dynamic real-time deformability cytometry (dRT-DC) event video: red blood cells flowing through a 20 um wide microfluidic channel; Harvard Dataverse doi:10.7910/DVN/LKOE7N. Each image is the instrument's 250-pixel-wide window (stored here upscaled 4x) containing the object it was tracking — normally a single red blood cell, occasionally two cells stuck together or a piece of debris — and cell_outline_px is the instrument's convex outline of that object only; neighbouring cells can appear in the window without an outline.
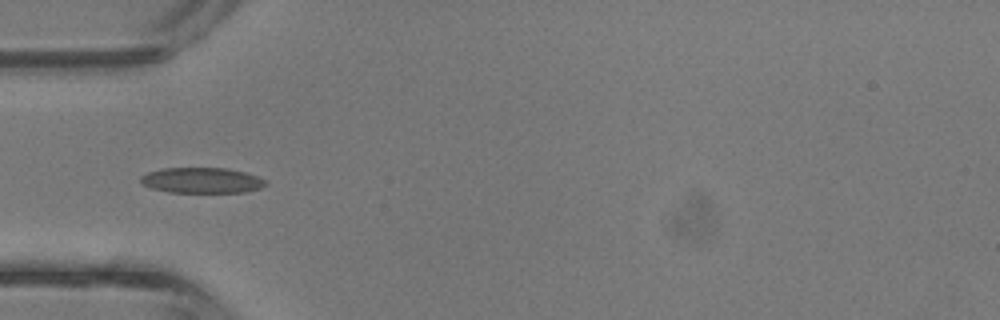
{"species": "common noctule bat (a hibernating species)", "species_latin": "Nyctalus noctula", "temperature_condition": "room temperature", "stored_images_in_passage": 30, "camera_frame_rate_fps": 3000, "um_per_image_px": 0.085, "animal": {"sex": "male", "body_mass_g": 13.3}, "frame": {"image": 1, "passage_image": 1, "time_ms": 0.0, "image_size_px": [1000, 320], "cell_outline_px": [[268, 184], [260, 188], [244, 192], [168, 192], [152, 188], [144, 184], [140, 180], [140, 176], [148, 172], [160, 168], [228, 168], [244, 172], [268, 180]], "centroid_in_image_um": [17.17, 15.32], "position_along_channel_um": 67.8, "area_um2": 18.61}}
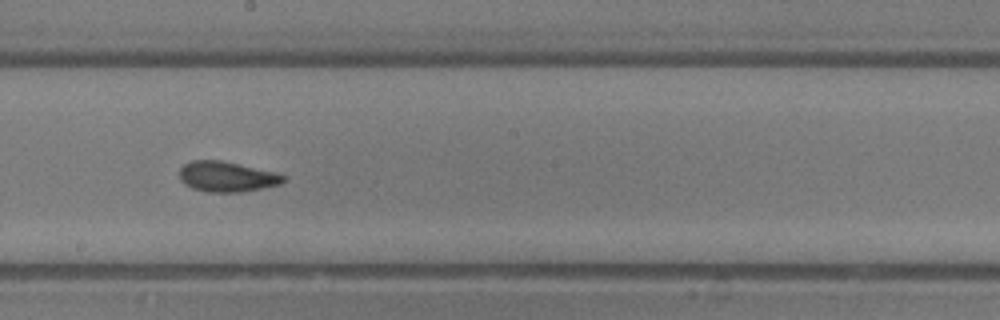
{"frame": {"image": 2, "passage_image": 11, "time_ms": 3.333, "image_size_px": [1000, 320], "cell_outline_px": [[284, 180], [280, 184], [240, 192], [208, 192], [192, 188], [184, 184], [180, 180], [180, 168], [184, 164], [192, 160], [220, 160], [276, 172], [284, 176]], "centroid_in_image_um": [19.24, 15.01], "position_along_channel_um": 229.0, "area_um2": 18.21}}
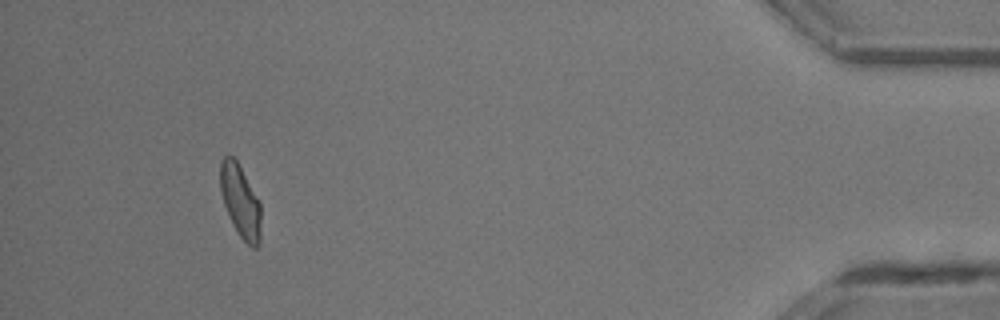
{"frame": {"image": 3, "passage_image": 27, "time_ms": 8.667, "image_size_px": [1000, 320], "cell_outline_px": [[260, 244], [256, 248], [252, 248], [240, 236], [224, 204], [220, 188], [220, 160], [228, 152], [236, 160], [260, 200]], "centroid_in_image_um": [20.44, 17.05], "position_along_channel_um": 414.8, "area_um2": 17.11}, "authors_computed_cell_mechanics": {"area_um2": 17.8024, "velocity_mm_per_s": 4.8146, "shape_relaxation_time_tau1_ms": 2.5792, "shape_relaxation_time_tau2_ms": 1.9818, "deformation_change_tau1": 0.1173, "deformation_change_tau2": 0.0754}}